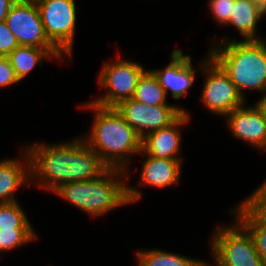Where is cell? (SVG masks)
<instances>
[{"label": "cell", "instance_id": "6da1fadb", "mask_svg": "<svg viewBox=\"0 0 266 266\" xmlns=\"http://www.w3.org/2000/svg\"><path fill=\"white\" fill-rule=\"evenodd\" d=\"M25 148L30 158L31 184L37 180L39 188L48 191L68 182L98 178L108 169L82 137L50 145L35 142Z\"/></svg>", "mask_w": 266, "mask_h": 266}, {"label": "cell", "instance_id": "7a4b0ae2", "mask_svg": "<svg viewBox=\"0 0 266 266\" xmlns=\"http://www.w3.org/2000/svg\"><path fill=\"white\" fill-rule=\"evenodd\" d=\"M95 111L90 134L82 135L108 167L128 171L131 156L141 152L142 139L129 126L115 107H102L91 102L79 105Z\"/></svg>", "mask_w": 266, "mask_h": 266}, {"label": "cell", "instance_id": "3957f363", "mask_svg": "<svg viewBox=\"0 0 266 266\" xmlns=\"http://www.w3.org/2000/svg\"><path fill=\"white\" fill-rule=\"evenodd\" d=\"M127 173L125 170L108 168L98 178L68 182L60 185L53 193L90 216H103L115 208L133 204L141 199L138 188L125 184Z\"/></svg>", "mask_w": 266, "mask_h": 266}, {"label": "cell", "instance_id": "277c9868", "mask_svg": "<svg viewBox=\"0 0 266 266\" xmlns=\"http://www.w3.org/2000/svg\"><path fill=\"white\" fill-rule=\"evenodd\" d=\"M212 43L210 56L229 75L240 95L245 89L266 90V41H236L224 37ZM219 45V46H218Z\"/></svg>", "mask_w": 266, "mask_h": 266}, {"label": "cell", "instance_id": "5b68a950", "mask_svg": "<svg viewBox=\"0 0 266 266\" xmlns=\"http://www.w3.org/2000/svg\"><path fill=\"white\" fill-rule=\"evenodd\" d=\"M231 226H217L211 238L216 266H266L258 254L252 236L234 218Z\"/></svg>", "mask_w": 266, "mask_h": 266}, {"label": "cell", "instance_id": "8992f818", "mask_svg": "<svg viewBox=\"0 0 266 266\" xmlns=\"http://www.w3.org/2000/svg\"><path fill=\"white\" fill-rule=\"evenodd\" d=\"M206 56L200 63L202 69L200 71L206 76L201 101L210 113L226 116L246 104V99L240 95L229 75L210 56V53Z\"/></svg>", "mask_w": 266, "mask_h": 266}, {"label": "cell", "instance_id": "52a82bcc", "mask_svg": "<svg viewBox=\"0 0 266 266\" xmlns=\"http://www.w3.org/2000/svg\"><path fill=\"white\" fill-rule=\"evenodd\" d=\"M102 67L97 79L100 88L106 89L107 93L91 101L102 107H115L121 101L131 99L139 78L146 71L142 64L126 59L104 62Z\"/></svg>", "mask_w": 266, "mask_h": 266}, {"label": "cell", "instance_id": "ba28073f", "mask_svg": "<svg viewBox=\"0 0 266 266\" xmlns=\"http://www.w3.org/2000/svg\"><path fill=\"white\" fill-rule=\"evenodd\" d=\"M48 39L72 59L77 10L75 0H35Z\"/></svg>", "mask_w": 266, "mask_h": 266}, {"label": "cell", "instance_id": "9c48e42d", "mask_svg": "<svg viewBox=\"0 0 266 266\" xmlns=\"http://www.w3.org/2000/svg\"><path fill=\"white\" fill-rule=\"evenodd\" d=\"M115 108L141 139L149 133L170 126L186 112L184 108L174 104L151 106L132 98L121 101Z\"/></svg>", "mask_w": 266, "mask_h": 266}, {"label": "cell", "instance_id": "30bf717a", "mask_svg": "<svg viewBox=\"0 0 266 266\" xmlns=\"http://www.w3.org/2000/svg\"><path fill=\"white\" fill-rule=\"evenodd\" d=\"M5 21L19 46L59 50L45 33L35 0H17L12 5Z\"/></svg>", "mask_w": 266, "mask_h": 266}, {"label": "cell", "instance_id": "8fae6325", "mask_svg": "<svg viewBox=\"0 0 266 266\" xmlns=\"http://www.w3.org/2000/svg\"><path fill=\"white\" fill-rule=\"evenodd\" d=\"M226 119L234 138L266 152V116L256 104H244L226 115Z\"/></svg>", "mask_w": 266, "mask_h": 266}, {"label": "cell", "instance_id": "7c38bea8", "mask_svg": "<svg viewBox=\"0 0 266 266\" xmlns=\"http://www.w3.org/2000/svg\"><path fill=\"white\" fill-rule=\"evenodd\" d=\"M170 63L162 70H150L158 79L166 95L171 91L175 100L187 96L189 88L195 81L196 70L192 65V58L175 49L171 53Z\"/></svg>", "mask_w": 266, "mask_h": 266}, {"label": "cell", "instance_id": "4fadbf2b", "mask_svg": "<svg viewBox=\"0 0 266 266\" xmlns=\"http://www.w3.org/2000/svg\"><path fill=\"white\" fill-rule=\"evenodd\" d=\"M191 119L189 113L184 112L170 126L161 128L157 131L147 134L141 141V154H147L157 159H173L182 161L180 156L181 130Z\"/></svg>", "mask_w": 266, "mask_h": 266}, {"label": "cell", "instance_id": "5bb4252c", "mask_svg": "<svg viewBox=\"0 0 266 266\" xmlns=\"http://www.w3.org/2000/svg\"><path fill=\"white\" fill-rule=\"evenodd\" d=\"M21 150L24 161L15 159L0 161V204L17 201L14 192L18 187L31 185L29 154L25 147Z\"/></svg>", "mask_w": 266, "mask_h": 266}, {"label": "cell", "instance_id": "9a60e30c", "mask_svg": "<svg viewBox=\"0 0 266 266\" xmlns=\"http://www.w3.org/2000/svg\"><path fill=\"white\" fill-rule=\"evenodd\" d=\"M147 158L143 159L142 171L138 182L140 186L167 187L178 184L182 161L173 159H157L145 154Z\"/></svg>", "mask_w": 266, "mask_h": 266}, {"label": "cell", "instance_id": "2e32d148", "mask_svg": "<svg viewBox=\"0 0 266 266\" xmlns=\"http://www.w3.org/2000/svg\"><path fill=\"white\" fill-rule=\"evenodd\" d=\"M12 68L19 81L23 80L37 65H42L43 60H65L66 57L60 50H46L32 46H18L8 56Z\"/></svg>", "mask_w": 266, "mask_h": 266}, {"label": "cell", "instance_id": "e0dca14e", "mask_svg": "<svg viewBox=\"0 0 266 266\" xmlns=\"http://www.w3.org/2000/svg\"><path fill=\"white\" fill-rule=\"evenodd\" d=\"M249 198L231 209L242 226L266 227V179Z\"/></svg>", "mask_w": 266, "mask_h": 266}, {"label": "cell", "instance_id": "ac0fdd59", "mask_svg": "<svg viewBox=\"0 0 266 266\" xmlns=\"http://www.w3.org/2000/svg\"><path fill=\"white\" fill-rule=\"evenodd\" d=\"M230 20L225 25L234 26L243 41L262 40L257 33V24L261 20L251 0H234Z\"/></svg>", "mask_w": 266, "mask_h": 266}, {"label": "cell", "instance_id": "d6986e66", "mask_svg": "<svg viewBox=\"0 0 266 266\" xmlns=\"http://www.w3.org/2000/svg\"><path fill=\"white\" fill-rule=\"evenodd\" d=\"M166 97L158 79L150 70H146L138 80L132 99L151 106L171 105L166 102Z\"/></svg>", "mask_w": 266, "mask_h": 266}, {"label": "cell", "instance_id": "ffe728a7", "mask_svg": "<svg viewBox=\"0 0 266 266\" xmlns=\"http://www.w3.org/2000/svg\"><path fill=\"white\" fill-rule=\"evenodd\" d=\"M136 257L139 266H199L202 262L161 249L139 250Z\"/></svg>", "mask_w": 266, "mask_h": 266}, {"label": "cell", "instance_id": "44dd1931", "mask_svg": "<svg viewBox=\"0 0 266 266\" xmlns=\"http://www.w3.org/2000/svg\"><path fill=\"white\" fill-rule=\"evenodd\" d=\"M0 229H33L25 211L15 201L0 204Z\"/></svg>", "mask_w": 266, "mask_h": 266}, {"label": "cell", "instance_id": "7402d4cb", "mask_svg": "<svg viewBox=\"0 0 266 266\" xmlns=\"http://www.w3.org/2000/svg\"><path fill=\"white\" fill-rule=\"evenodd\" d=\"M35 239L34 229H0V252H10Z\"/></svg>", "mask_w": 266, "mask_h": 266}, {"label": "cell", "instance_id": "603a6c76", "mask_svg": "<svg viewBox=\"0 0 266 266\" xmlns=\"http://www.w3.org/2000/svg\"><path fill=\"white\" fill-rule=\"evenodd\" d=\"M208 4L212 16L220 25H225L230 20L234 0H209Z\"/></svg>", "mask_w": 266, "mask_h": 266}, {"label": "cell", "instance_id": "cb8c5ba5", "mask_svg": "<svg viewBox=\"0 0 266 266\" xmlns=\"http://www.w3.org/2000/svg\"><path fill=\"white\" fill-rule=\"evenodd\" d=\"M19 44L6 21L0 22V56L7 57Z\"/></svg>", "mask_w": 266, "mask_h": 266}, {"label": "cell", "instance_id": "d4e9b609", "mask_svg": "<svg viewBox=\"0 0 266 266\" xmlns=\"http://www.w3.org/2000/svg\"><path fill=\"white\" fill-rule=\"evenodd\" d=\"M252 236L255 248L266 265V227L263 226H243Z\"/></svg>", "mask_w": 266, "mask_h": 266}, {"label": "cell", "instance_id": "484cf974", "mask_svg": "<svg viewBox=\"0 0 266 266\" xmlns=\"http://www.w3.org/2000/svg\"><path fill=\"white\" fill-rule=\"evenodd\" d=\"M8 57L0 56V88L19 83Z\"/></svg>", "mask_w": 266, "mask_h": 266}, {"label": "cell", "instance_id": "4316f807", "mask_svg": "<svg viewBox=\"0 0 266 266\" xmlns=\"http://www.w3.org/2000/svg\"><path fill=\"white\" fill-rule=\"evenodd\" d=\"M17 0H0V22L5 21L12 5Z\"/></svg>", "mask_w": 266, "mask_h": 266}, {"label": "cell", "instance_id": "83f0119b", "mask_svg": "<svg viewBox=\"0 0 266 266\" xmlns=\"http://www.w3.org/2000/svg\"><path fill=\"white\" fill-rule=\"evenodd\" d=\"M253 5L255 6V10L257 15L260 17H264L266 15V0H251Z\"/></svg>", "mask_w": 266, "mask_h": 266}, {"label": "cell", "instance_id": "f1b7e54d", "mask_svg": "<svg viewBox=\"0 0 266 266\" xmlns=\"http://www.w3.org/2000/svg\"><path fill=\"white\" fill-rule=\"evenodd\" d=\"M263 93L265 94L261 96L260 100L256 102V105L262 110L263 114L266 116V90Z\"/></svg>", "mask_w": 266, "mask_h": 266}, {"label": "cell", "instance_id": "f546056e", "mask_svg": "<svg viewBox=\"0 0 266 266\" xmlns=\"http://www.w3.org/2000/svg\"><path fill=\"white\" fill-rule=\"evenodd\" d=\"M199 266H211L208 263H206L205 261H202L201 264Z\"/></svg>", "mask_w": 266, "mask_h": 266}]
</instances>
